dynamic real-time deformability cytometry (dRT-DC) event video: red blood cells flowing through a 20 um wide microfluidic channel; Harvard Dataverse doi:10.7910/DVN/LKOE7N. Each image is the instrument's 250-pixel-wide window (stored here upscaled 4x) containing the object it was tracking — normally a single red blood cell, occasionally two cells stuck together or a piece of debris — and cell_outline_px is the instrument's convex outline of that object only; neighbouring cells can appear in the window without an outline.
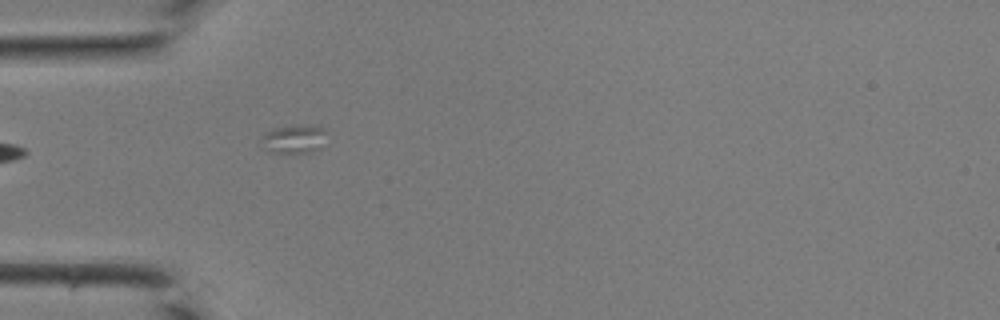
{"species": "common noctule bat (a hibernating species)", "species_latin": "Nyctalus noctula", "temperature_condition": "room temperature", "stored_images_in_passage": 14, "camera_frame_rate_fps": 3000, "um_per_image_px": 0.085, "animal": {"sex": "male", "body_mass_g": 19.0, "forearm_length_mm": 50.8}, "frame": {"image": 1, "passage_image": 1, "time_ms": 0.0, "image_size_px": [1000, 320], "cell_outline_px": [[328, 132], [320, 148], [312, 152], [272, 152], [264, 148], [260, 140], [260, 136], [272, 128], [292, 124], [308, 124], [324, 128]], "centroid_in_image_um": [24.99, 11.77], "position_along_channel_um": 60.0, "area_um2": 11.21}}